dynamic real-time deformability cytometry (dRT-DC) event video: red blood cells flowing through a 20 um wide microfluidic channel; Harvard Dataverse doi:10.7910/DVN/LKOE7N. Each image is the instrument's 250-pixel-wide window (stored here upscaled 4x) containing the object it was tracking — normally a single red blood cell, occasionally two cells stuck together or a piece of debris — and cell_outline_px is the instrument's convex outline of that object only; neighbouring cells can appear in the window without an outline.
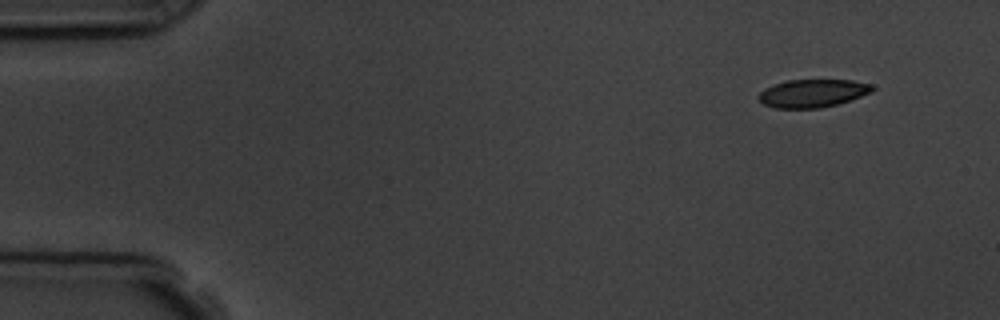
{"species": "common noctule bat (a hibernating species)", "species_latin": "Nyctalus noctula", "temperature_condition": "room temperature", "stored_images_in_passage": 5, "camera_frame_rate_fps": 3000, "um_per_image_px": 0.085, "animal": {"sex": "male", "body_mass_g": 19.5, "forearm_length_mm": 54.6}, "frame": {"image": 1, "passage_image": 1, "time_ms": 0.0, "image_size_px": [1000, 320], "cell_outline_px": [[876, 88], [872, 92], [836, 104], [820, 108], [776, 108], [764, 104], [756, 96], [764, 88], [772, 84], [788, 80], [852, 80], [872, 84]], "centroid_in_image_um": [69.05, 7.91], "position_along_channel_um": 15.9, "area_um2": 18.55}}
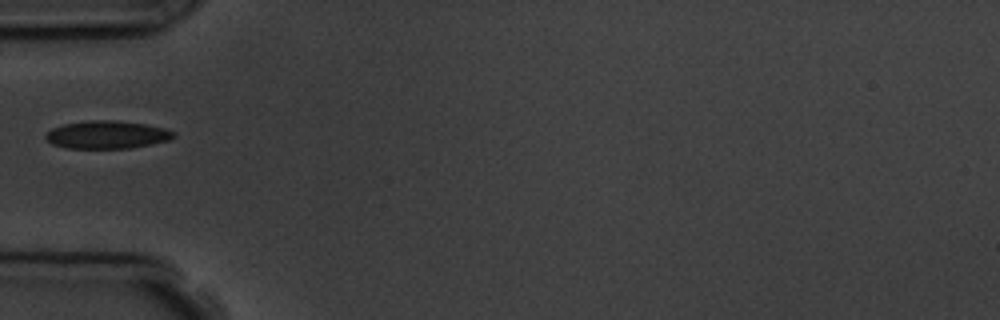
{"frame": {"image": 2, "passage_image": 4, "time_ms": 4.333, "image_size_px": [1000, 320], "cell_outline_px": [[176, 136], [168, 140], [152, 144], [132, 148], [68, 148], [52, 144], [44, 136], [52, 128], [64, 124], [92, 120], [112, 120], [148, 124], [164, 128], [176, 132]], "centroid_in_image_um": [9.13, 11.45], "position_along_channel_um": 75.9, "area_um2": 20.75}}